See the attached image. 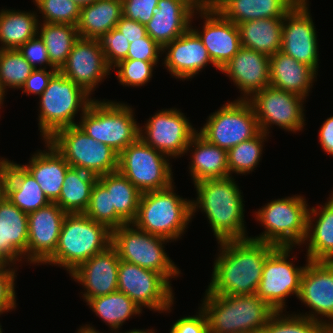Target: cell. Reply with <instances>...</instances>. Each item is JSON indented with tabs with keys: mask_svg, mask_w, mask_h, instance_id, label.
Returning a JSON list of instances; mask_svg holds the SVG:
<instances>
[{
	"mask_svg": "<svg viewBox=\"0 0 333 333\" xmlns=\"http://www.w3.org/2000/svg\"><path fill=\"white\" fill-rule=\"evenodd\" d=\"M284 18H262L238 24L241 46L274 55L281 51Z\"/></svg>",
	"mask_w": 333,
	"mask_h": 333,
	"instance_id": "836d02e7",
	"label": "cell"
},
{
	"mask_svg": "<svg viewBox=\"0 0 333 333\" xmlns=\"http://www.w3.org/2000/svg\"><path fill=\"white\" fill-rule=\"evenodd\" d=\"M288 316V317H287ZM261 333H333L322 322L303 317L301 314L284 315L275 311Z\"/></svg>",
	"mask_w": 333,
	"mask_h": 333,
	"instance_id": "b9f144b4",
	"label": "cell"
},
{
	"mask_svg": "<svg viewBox=\"0 0 333 333\" xmlns=\"http://www.w3.org/2000/svg\"><path fill=\"white\" fill-rule=\"evenodd\" d=\"M0 174L4 196L21 211L29 214L50 203L38 182L23 165L1 158Z\"/></svg>",
	"mask_w": 333,
	"mask_h": 333,
	"instance_id": "484cf974",
	"label": "cell"
},
{
	"mask_svg": "<svg viewBox=\"0 0 333 333\" xmlns=\"http://www.w3.org/2000/svg\"><path fill=\"white\" fill-rule=\"evenodd\" d=\"M35 68L22 56L18 49H0V86L20 89Z\"/></svg>",
	"mask_w": 333,
	"mask_h": 333,
	"instance_id": "60d3db41",
	"label": "cell"
},
{
	"mask_svg": "<svg viewBox=\"0 0 333 333\" xmlns=\"http://www.w3.org/2000/svg\"><path fill=\"white\" fill-rule=\"evenodd\" d=\"M119 264L118 252L111 245L79 265L70 276L84 286L82 297L88 302L94 297L118 291Z\"/></svg>",
	"mask_w": 333,
	"mask_h": 333,
	"instance_id": "603a6c76",
	"label": "cell"
},
{
	"mask_svg": "<svg viewBox=\"0 0 333 333\" xmlns=\"http://www.w3.org/2000/svg\"><path fill=\"white\" fill-rule=\"evenodd\" d=\"M82 87L59 71L51 78L40 97L39 130L43 140H48L57 130L77 125L74 118L94 100Z\"/></svg>",
	"mask_w": 333,
	"mask_h": 333,
	"instance_id": "ba28073f",
	"label": "cell"
},
{
	"mask_svg": "<svg viewBox=\"0 0 333 333\" xmlns=\"http://www.w3.org/2000/svg\"><path fill=\"white\" fill-rule=\"evenodd\" d=\"M123 16L121 0H97L81 7L76 25L79 37L98 39L116 28Z\"/></svg>",
	"mask_w": 333,
	"mask_h": 333,
	"instance_id": "d6a6232c",
	"label": "cell"
},
{
	"mask_svg": "<svg viewBox=\"0 0 333 333\" xmlns=\"http://www.w3.org/2000/svg\"><path fill=\"white\" fill-rule=\"evenodd\" d=\"M116 333H119V332H116ZM125 333H155V331H153L152 329L151 330L148 329V330H145V331L144 330H139V329H134V330L127 331Z\"/></svg>",
	"mask_w": 333,
	"mask_h": 333,
	"instance_id": "680465c9",
	"label": "cell"
},
{
	"mask_svg": "<svg viewBox=\"0 0 333 333\" xmlns=\"http://www.w3.org/2000/svg\"><path fill=\"white\" fill-rule=\"evenodd\" d=\"M324 206V207H323ZM317 217V218H316ZM315 223L313 224V221ZM308 241V242H305ZM308 243L306 256L311 261H333V197L321 209L309 207L307 216Z\"/></svg>",
	"mask_w": 333,
	"mask_h": 333,
	"instance_id": "4dcf8cb0",
	"label": "cell"
},
{
	"mask_svg": "<svg viewBox=\"0 0 333 333\" xmlns=\"http://www.w3.org/2000/svg\"><path fill=\"white\" fill-rule=\"evenodd\" d=\"M232 176L194 183L197 199L191 200L192 216L205 212L218 242L249 238L244 225L243 196Z\"/></svg>",
	"mask_w": 333,
	"mask_h": 333,
	"instance_id": "7a4b0ae2",
	"label": "cell"
},
{
	"mask_svg": "<svg viewBox=\"0 0 333 333\" xmlns=\"http://www.w3.org/2000/svg\"><path fill=\"white\" fill-rule=\"evenodd\" d=\"M260 132L251 103L239 100L224 104L209 115L199 134L209 143L228 151Z\"/></svg>",
	"mask_w": 333,
	"mask_h": 333,
	"instance_id": "7c38bea8",
	"label": "cell"
},
{
	"mask_svg": "<svg viewBox=\"0 0 333 333\" xmlns=\"http://www.w3.org/2000/svg\"><path fill=\"white\" fill-rule=\"evenodd\" d=\"M201 310L209 333H261L275 312L256 294L217 295L205 291Z\"/></svg>",
	"mask_w": 333,
	"mask_h": 333,
	"instance_id": "3957f363",
	"label": "cell"
},
{
	"mask_svg": "<svg viewBox=\"0 0 333 333\" xmlns=\"http://www.w3.org/2000/svg\"><path fill=\"white\" fill-rule=\"evenodd\" d=\"M47 141L71 167L97 177L118 171L119 154L110 146L89 137L78 124L57 130Z\"/></svg>",
	"mask_w": 333,
	"mask_h": 333,
	"instance_id": "9c48e42d",
	"label": "cell"
},
{
	"mask_svg": "<svg viewBox=\"0 0 333 333\" xmlns=\"http://www.w3.org/2000/svg\"><path fill=\"white\" fill-rule=\"evenodd\" d=\"M316 72L308 65L277 51L270 56V86L306 99Z\"/></svg>",
	"mask_w": 333,
	"mask_h": 333,
	"instance_id": "f546056e",
	"label": "cell"
},
{
	"mask_svg": "<svg viewBox=\"0 0 333 333\" xmlns=\"http://www.w3.org/2000/svg\"><path fill=\"white\" fill-rule=\"evenodd\" d=\"M4 96H5V93L0 86V106H2V104H3Z\"/></svg>",
	"mask_w": 333,
	"mask_h": 333,
	"instance_id": "94428289",
	"label": "cell"
},
{
	"mask_svg": "<svg viewBox=\"0 0 333 333\" xmlns=\"http://www.w3.org/2000/svg\"><path fill=\"white\" fill-rule=\"evenodd\" d=\"M87 304L112 328V331H117L128 318L139 315L142 311L133 300L120 291L94 297Z\"/></svg>",
	"mask_w": 333,
	"mask_h": 333,
	"instance_id": "74e56055",
	"label": "cell"
},
{
	"mask_svg": "<svg viewBox=\"0 0 333 333\" xmlns=\"http://www.w3.org/2000/svg\"><path fill=\"white\" fill-rule=\"evenodd\" d=\"M110 70L98 40L79 37L59 72L91 95Z\"/></svg>",
	"mask_w": 333,
	"mask_h": 333,
	"instance_id": "ffe728a7",
	"label": "cell"
},
{
	"mask_svg": "<svg viewBox=\"0 0 333 333\" xmlns=\"http://www.w3.org/2000/svg\"><path fill=\"white\" fill-rule=\"evenodd\" d=\"M38 28H40L38 34L45 43L50 62L59 71L79 38L76 25L43 22L39 23Z\"/></svg>",
	"mask_w": 333,
	"mask_h": 333,
	"instance_id": "f35d334b",
	"label": "cell"
},
{
	"mask_svg": "<svg viewBox=\"0 0 333 333\" xmlns=\"http://www.w3.org/2000/svg\"><path fill=\"white\" fill-rule=\"evenodd\" d=\"M195 316H186L178 319L171 327L169 333H209L208 321L201 310Z\"/></svg>",
	"mask_w": 333,
	"mask_h": 333,
	"instance_id": "816d5d0a",
	"label": "cell"
},
{
	"mask_svg": "<svg viewBox=\"0 0 333 333\" xmlns=\"http://www.w3.org/2000/svg\"><path fill=\"white\" fill-rule=\"evenodd\" d=\"M10 263L0 262V315L16 308L15 283L16 268ZM9 266L8 268H6Z\"/></svg>",
	"mask_w": 333,
	"mask_h": 333,
	"instance_id": "7dc6e473",
	"label": "cell"
},
{
	"mask_svg": "<svg viewBox=\"0 0 333 333\" xmlns=\"http://www.w3.org/2000/svg\"><path fill=\"white\" fill-rule=\"evenodd\" d=\"M77 333H100V332L87 324L86 326L80 327Z\"/></svg>",
	"mask_w": 333,
	"mask_h": 333,
	"instance_id": "9f6ffc18",
	"label": "cell"
},
{
	"mask_svg": "<svg viewBox=\"0 0 333 333\" xmlns=\"http://www.w3.org/2000/svg\"><path fill=\"white\" fill-rule=\"evenodd\" d=\"M167 156L140 137L118 157V171L141 193L162 190L173 183L172 165Z\"/></svg>",
	"mask_w": 333,
	"mask_h": 333,
	"instance_id": "8fae6325",
	"label": "cell"
},
{
	"mask_svg": "<svg viewBox=\"0 0 333 333\" xmlns=\"http://www.w3.org/2000/svg\"><path fill=\"white\" fill-rule=\"evenodd\" d=\"M4 197V190H3V185H2V177L0 174V200Z\"/></svg>",
	"mask_w": 333,
	"mask_h": 333,
	"instance_id": "91938a15",
	"label": "cell"
},
{
	"mask_svg": "<svg viewBox=\"0 0 333 333\" xmlns=\"http://www.w3.org/2000/svg\"><path fill=\"white\" fill-rule=\"evenodd\" d=\"M163 48L149 35L130 43L126 59L142 61H159Z\"/></svg>",
	"mask_w": 333,
	"mask_h": 333,
	"instance_id": "f907efd6",
	"label": "cell"
},
{
	"mask_svg": "<svg viewBox=\"0 0 333 333\" xmlns=\"http://www.w3.org/2000/svg\"><path fill=\"white\" fill-rule=\"evenodd\" d=\"M170 241L164 237L149 234L132 223L112 230L111 245L117 250L120 260L153 270L168 281L179 276L181 271L167 256L163 244Z\"/></svg>",
	"mask_w": 333,
	"mask_h": 333,
	"instance_id": "30bf717a",
	"label": "cell"
},
{
	"mask_svg": "<svg viewBox=\"0 0 333 333\" xmlns=\"http://www.w3.org/2000/svg\"><path fill=\"white\" fill-rule=\"evenodd\" d=\"M306 262L298 299L312 312L302 316L324 323L333 332V261ZM319 315L329 318V322Z\"/></svg>",
	"mask_w": 333,
	"mask_h": 333,
	"instance_id": "ac0fdd59",
	"label": "cell"
},
{
	"mask_svg": "<svg viewBox=\"0 0 333 333\" xmlns=\"http://www.w3.org/2000/svg\"><path fill=\"white\" fill-rule=\"evenodd\" d=\"M58 72L56 69H34L21 87L23 94L27 93L40 96L49 84L51 78Z\"/></svg>",
	"mask_w": 333,
	"mask_h": 333,
	"instance_id": "f5cc1de1",
	"label": "cell"
},
{
	"mask_svg": "<svg viewBox=\"0 0 333 333\" xmlns=\"http://www.w3.org/2000/svg\"><path fill=\"white\" fill-rule=\"evenodd\" d=\"M205 0H159L147 34L162 48L191 27V20ZM196 11V12H195Z\"/></svg>",
	"mask_w": 333,
	"mask_h": 333,
	"instance_id": "7402d4cb",
	"label": "cell"
},
{
	"mask_svg": "<svg viewBox=\"0 0 333 333\" xmlns=\"http://www.w3.org/2000/svg\"><path fill=\"white\" fill-rule=\"evenodd\" d=\"M199 15L204 18L203 31L193 29L208 51L212 62L221 70L241 47L238 26L225 19L206 0L198 8Z\"/></svg>",
	"mask_w": 333,
	"mask_h": 333,
	"instance_id": "d6986e66",
	"label": "cell"
},
{
	"mask_svg": "<svg viewBox=\"0 0 333 333\" xmlns=\"http://www.w3.org/2000/svg\"><path fill=\"white\" fill-rule=\"evenodd\" d=\"M97 179L98 177L91 173L70 166L65 174L60 197L55 203L66 213H84Z\"/></svg>",
	"mask_w": 333,
	"mask_h": 333,
	"instance_id": "e575fe53",
	"label": "cell"
},
{
	"mask_svg": "<svg viewBox=\"0 0 333 333\" xmlns=\"http://www.w3.org/2000/svg\"><path fill=\"white\" fill-rule=\"evenodd\" d=\"M81 114L78 125L86 134L118 154L139 138L140 126L125 103L94 99Z\"/></svg>",
	"mask_w": 333,
	"mask_h": 333,
	"instance_id": "8992f818",
	"label": "cell"
},
{
	"mask_svg": "<svg viewBox=\"0 0 333 333\" xmlns=\"http://www.w3.org/2000/svg\"><path fill=\"white\" fill-rule=\"evenodd\" d=\"M27 244L28 214L4 196L0 200V262L15 264L26 259Z\"/></svg>",
	"mask_w": 333,
	"mask_h": 333,
	"instance_id": "4316f807",
	"label": "cell"
},
{
	"mask_svg": "<svg viewBox=\"0 0 333 333\" xmlns=\"http://www.w3.org/2000/svg\"><path fill=\"white\" fill-rule=\"evenodd\" d=\"M173 187L141 194L134 227L171 241L181 238L192 220L191 200L176 195Z\"/></svg>",
	"mask_w": 333,
	"mask_h": 333,
	"instance_id": "5b68a950",
	"label": "cell"
},
{
	"mask_svg": "<svg viewBox=\"0 0 333 333\" xmlns=\"http://www.w3.org/2000/svg\"><path fill=\"white\" fill-rule=\"evenodd\" d=\"M167 51L164 59V66L172 76L186 80L194 77L205 66L212 63L207 49L198 35L189 28L186 32L163 47Z\"/></svg>",
	"mask_w": 333,
	"mask_h": 333,
	"instance_id": "d4e9b609",
	"label": "cell"
},
{
	"mask_svg": "<svg viewBox=\"0 0 333 333\" xmlns=\"http://www.w3.org/2000/svg\"><path fill=\"white\" fill-rule=\"evenodd\" d=\"M267 133L260 131L255 137L243 141L227 151L229 176L232 173L244 174L252 172L262 157L263 142Z\"/></svg>",
	"mask_w": 333,
	"mask_h": 333,
	"instance_id": "ab89813d",
	"label": "cell"
},
{
	"mask_svg": "<svg viewBox=\"0 0 333 333\" xmlns=\"http://www.w3.org/2000/svg\"><path fill=\"white\" fill-rule=\"evenodd\" d=\"M72 1H74L79 6L82 7V6H85V5H88V4H92V3H94L97 0H72Z\"/></svg>",
	"mask_w": 333,
	"mask_h": 333,
	"instance_id": "6f0895ef",
	"label": "cell"
},
{
	"mask_svg": "<svg viewBox=\"0 0 333 333\" xmlns=\"http://www.w3.org/2000/svg\"><path fill=\"white\" fill-rule=\"evenodd\" d=\"M66 214L55 202L28 214L27 261L43 264L54 254Z\"/></svg>",
	"mask_w": 333,
	"mask_h": 333,
	"instance_id": "44dd1931",
	"label": "cell"
},
{
	"mask_svg": "<svg viewBox=\"0 0 333 333\" xmlns=\"http://www.w3.org/2000/svg\"><path fill=\"white\" fill-rule=\"evenodd\" d=\"M123 16L141 24H147L152 18L159 0H121Z\"/></svg>",
	"mask_w": 333,
	"mask_h": 333,
	"instance_id": "681fc988",
	"label": "cell"
},
{
	"mask_svg": "<svg viewBox=\"0 0 333 333\" xmlns=\"http://www.w3.org/2000/svg\"><path fill=\"white\" fill-rule=\"evenodd\" d=\"M157 62L124 59L113 66V68H118L116 70L117 78L123 86L140 87L152 78L153 68Z\"/></svg>",
	"mask_w": 333,
	"mask_h": 333,
	"instance_id": "f6af8a7d",
	"label": "cell"
},
{
	"mask_svg": "<svg viewBox=\"0 0 333 333\" xmlns=\"http://www.w3.org/2000/svg\"><path fill=\"white\" fill-rule=\"evenodd\" d=\"M308 6L307 0H298L284 16L281 51L317 73L318 40Z\"/></svg>",
	"mask_w": 333,
	"mask_h": 333,
	"instance_id": "e0dca14e",
	"label": "cell"
},
{
	"mask_svg": "<svg viewBox=\"0 0 333 333\" xmlns=\"http://www.w3.org/2000/svg\"><path fill=\"white\" fill-rule=\"evenodd\" d=\"M220 71L226 73L242 91L243 96L239 100H248L270 86V57L250 48L241 46Z\"/></svg>",
	"mask_w": 333,
	"mask_h": 333,
	"instance_id": "cb8c5ba5",
	"label": "cell"
},
{
	"mask_svg": "<svg viewBox=\"0 0 333 333\" xmlns=\"http://www.w3.org/2000/svg\"><path fill=\"white\" fill-rule=\"evenodd\" d=\"M236 25L262 18H284L298 0H206Z\"/></svg>",
	"mask_w": 333,
	"mask_h": 333,
	"instance_id": "83f0119b",
	"label": "cell"
},
{
	"mask_svg": "<svg viewBox=\"0 0 333 333\" xmlns=\"http://www.w3.org/2000/svg\"><path fill=\"white\" fill-rule=\"evenodd\" d=\"M46 151H38L32 155L29 164L23 165L34 177L50 202L60 197L65 174L70 167L64 157L47 140Z\"/></svg>",
	"mask_w": 333,
	"mask_h": 333,
	"instance_id": "f1b7e54d",
	"label": "cell"
},
{
	"mask_svg": "<svg viewBox=\"0 0 333 333\" xmlns=\"http://www.w3.org/2000/svg\"><path fill=\"white\" fill-rule=\"evenodd\" d=\"M18 51L35 69H37V64L40 65L39 69H42L41 66L44 64L43 69H47L46 66H49L50 69H55L50 62L45 43L39 34L21 45Z\"/></svg>",
	"mask_w": 333,
	"mask_h": 333,
	"instance_id": "c3c4849f",
	"label": "cell"
},
{
	"mask_svg": "<svg viewBox=\"0 0 333 333\" xmlns=\"http://www.w3.org/2000/svg\"><path fill=\"white\" fill-rule=\"evenodd\" d=\"M194 145V146H193ZM194 148L193 151L191 148ZM191 149L190 175L194 183L205 179L229 176L227 151L209 143L198 132L192 137L187 151Z\"/></svg>",
	"mask_w": 333,
	"mask_h": 333,
	"instance_id": "1f68e13d",
	"label": "cell"
},
{
	"mask_svg": "<svg viewBox=\"0 0 333 333\" xmlns=\"http://www.w3.org/2000/svg\"><path fill=\"white\" fill-rule=\"evenodd\" d=\"M308 208L305 198L299 195L269 202L255 212L265 231L249 238L277 247L300 246L307 234Z\"/></svg>",
	"mask_w": 333,
	"mask_h": 333,
	"instance_id": "52a82bcc",
	"label": "cell"
},
{
	"mask_svg": "<svg viewBox=\"0 0 333 333\" xmlns=\"http://www.w3.org/2000/svg\"><path fill=\"white\" fill-rule=\"evenodd\" d=\"M97 40L107 64L112 69L118 62L127 58L130 43L117 28L102 34Z\"/></svg>",
	"mask_w": 333,
	"mask_h": 333,
	"instance_id": "bcb514c9",
	"label": "cell"
},
{
	"mask_svg": "<svg viewBox=\"0 0 333 333\" xmlns=\"http://www.w3.org/2000/svg\"><path fill=\"white\" fill-rule=\"evenodd\" d=\"M292 247H277L265 260L256 295L274 311H284L285 299L298 298L304 267H296L288 257ZM288 259V260H287Z\"/></svg>",
	"mask_w": 333,
	"mask_h": 333,
	"instance_id": "5bb4252c",
	"label": "cell"
},
{
	"mask_svg": "<svg viewBox=\"0 0 333 333\" xmlns=\"http://www.w3.org/2000/svg\"><path fill=\"white\" fill-rule=\"evenodd\" d=\"M35 12L1 10L0 49H18L38 34V15Z\"/></svg>",
	"mask_w": 333,
	"mask_h": 333,
	"instance_id": "d590c367",
	"label": "cell"
},
{
	"mask_svg": "<svg viewBox=\"0 0 333 333\" xmlns=\"http://www.w3.org/2000/svg\"><path fill=\"white\" fill-rule=\"evenodd\" d=\"M303 100L306 99L272 86L264 88L248 99L254 109L260 131L267 134L272 124L286 131L302 130L305 126Z\"/></svg>",
	"mask_w": 333,
	"mask_h": 333,
	"instance_id": "9a60e30c",
	"label": "cell"
},
{
	"mask_svg": "<svg viewBox=\"0 0 333 333\" xmlns=\"http://www.w3.org/2000/svg\"><path fill=\"white\" fill-rule=\"evenodd\" d=\"M116 28L123 33L129 43L148 35L144 24L124 16H122L120 21L117 23Z\"/></svg>",
	"mask_w": 333,
	"mask_h": 333,
	"instance_id": "db71d44e",
	"label": "cell"
},
{
	"mask_svg": "<svg viewBox=\"0 0 333 333\" xmlns=\"http://www.w3.org/2000/svg\"><path fill=\"white\" fill-rule=\"evenodd\" d=\"M112 242V231L84 213H67L54 254L44 263L65 267L69 274L83 262L105 251Z\"/></svg>",
	"mask_w": 333,
	"mask_h": 333,
	"instance_id": "277c9868",
	"label": "cell"
},
{
	"mask_svg": "<svg viewBox=\"0 0 333 333\" xmlns=\"http://www.w3.org/2000/svg\"><path fill=\"white\" fill-rule=\"evenodd\" d=\"M84 214L90 219L106 225L111 231L127 224L115 212V208H111L110 192L98 179L92 187L90 203Z\"/></svg>",
	"mask_w": 333,
	"mask_h": 333,
	"instance_id": "7bdbcfd3",
	"label": "cell"
},
{
	"mask_svg": "<svg viewBox=\"0 0 333 333\" xmlns=\"http://www.w3.org/2000/svg\"><path fill=\"white\" fill-rule=\"evenodd\" d=\"M318 137L323 150L333 156V116L323 122Z\"/></svg>",
	"mask_w": 333,
	"mask_h": 333,
	"instance_id": "11a10c76",
	"label": "cell"
},
{
	"mask_svg": "<svg viewBox=\"0 0 333 333\" xmlns=\"http://www.w3.org/2000/svg\"><path fill=\"white\" fill-rule=\"evenodd\" d=\"M43 22L77 25L81 6L72 0H33ZM45 19V20H44Z\"/></svg>",
	"mask_w": 333,
	"mask_h": 333,
	"instance_id": "ee69618b",
	"label": "cell"
},
{
	"mask_svg": "<svg viewBox=\"0 0 333 333\" xmlns=\"http://www.w3.org/2000/svg\"><path fill=\"white\" fill-rule=\"evenodd\" d=\"M144 127L140 128L139 137L168 158L181 157L187 153L188 144L198 132L186 116L175 108L155 113Z\"/></svg>",
	"mask_w": 333,
	"mask_h": 333,
	"instance_id": "2e32d148",
	"label": "cell"
},
{
	"mask_svg": "<svg viewBox=\"0 0 333 333\" xmlns=\"http://www.w3.org/2000/svg\"><path fill=\"white\" fill-rule=\"evenodd\" d=\"M218 244L220 253L206 291L217 295L256 294L265 260L277 246L251 238L224 240Z\"/></svg>",
	"mask_w": 333,
	"mask_h": 333,
	"instance_id": "6da1fadb",
	"label": "cell"
},
{
	"mask_svg": "<svg viewBox=\"0 0 333 333\" xmlns=\"http://www.w3.org/2000/svg\"><path fill=\"white\" fill-rule=\"evenodd\" d=\"M171 283L162 274L120 260L118 291L126 294L140 309L171 310L174 294Z\"/></svg>",
	"mask_w": 333,
	"mask_h": 333,
	"instance_id": "4fadbf2b",
	"label": "cell"
},
{
	"mask_svg": "<svg viewBox=\"0 0 333 333\" xmlns=\"http://www.w3.org/2000/svg\"><path fill=\"white\" fill-rule=\"evenodd\" d=\"M110 192L111 208L128 224L137 215L141 192L119 171L98 177Z\"/></svg>",
	"mask_w": 333,
	"mask_h": 333,
	"instance_id": "8d00e7d4",
	"label": "cell"
}]
</instances>
